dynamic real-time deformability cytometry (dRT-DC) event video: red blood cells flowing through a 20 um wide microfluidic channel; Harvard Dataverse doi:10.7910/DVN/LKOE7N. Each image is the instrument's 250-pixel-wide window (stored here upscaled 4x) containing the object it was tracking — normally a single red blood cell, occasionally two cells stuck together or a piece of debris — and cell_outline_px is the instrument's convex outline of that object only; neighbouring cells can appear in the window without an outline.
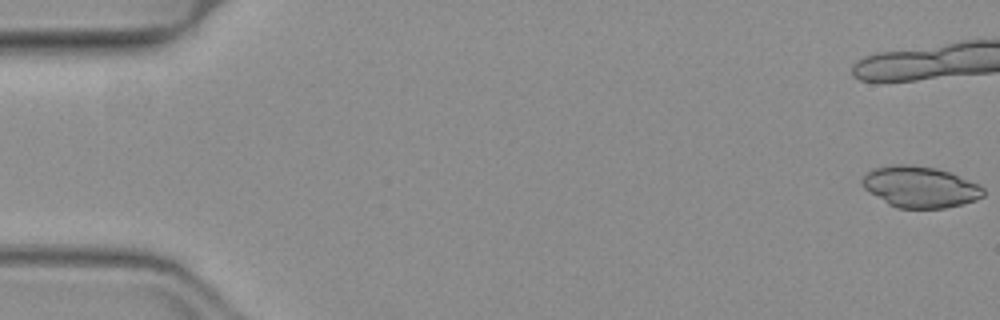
{"species": "common noctule bat (a hibernating species)", "species_latin": "Nyctalus noctula", "temperature_condition": "warm", "stored_images_in_passage": 20, "camera_frame_rate_fps": 3000, "um_per_image_px": 0.085, "animal": {"sex": "female", "body_mass_g": 19.3, "forearm_length_mm": 54.1}, "frame": {"image": 1, "passage_image": 1, "time_ms": 0.0, "image_size_px": [1000, 320], "cell_outline_px": [[984, 196], [976, 200], [944, 208], [896, 208], [888, 204], [864, 188], [860, 180], [872, 168], [892, 164], [912, 164], [936, 168], [948, 172], [980, 184], [984, 188]], "centroid_in_image_um": [78.2, 15.88], "position_along_channel_um": 6.8, "area_um2": 29.13}}